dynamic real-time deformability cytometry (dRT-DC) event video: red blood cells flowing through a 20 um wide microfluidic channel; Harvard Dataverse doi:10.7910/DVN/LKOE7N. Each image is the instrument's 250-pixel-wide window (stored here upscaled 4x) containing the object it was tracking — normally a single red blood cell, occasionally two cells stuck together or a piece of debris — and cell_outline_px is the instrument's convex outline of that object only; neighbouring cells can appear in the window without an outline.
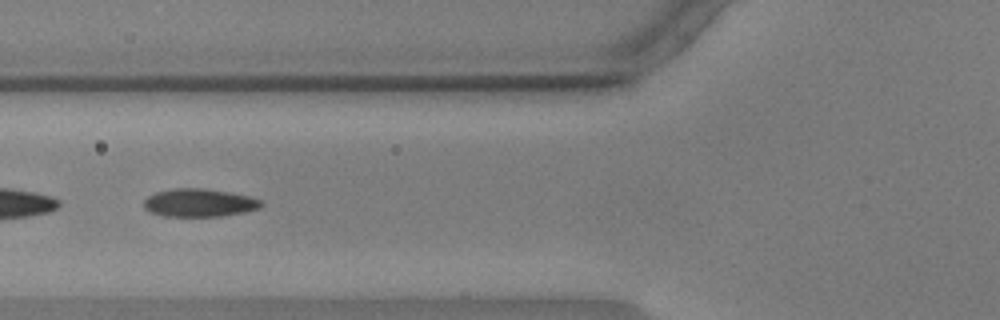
{"species": "common noctule bat (a hibernating species)", "species_latin": "Nyctalus noctula", "temperature_condition": "warm", "stored_images_in_passage": 48, "segment_of_instrument_passage": [2, 2], "camera_frame_rate_fps": 3000, "um_per_image_px": 0.085, "animal": {"sex": "male", "body_mass_g": 17.9, "forearm_length_mm": 54.2}, "frame": {"image": 1, "passage_image": 14, "time_ms": 4.333, "image_size_px": [1000, 320], "cell_outline_px": [[264, 204], [260, 208], [244, 212], [220, 216], [164, 216], [152, 212], [144, 208], [144, 200], [148, 196], [156, 192], [172, 188], [204, 188], [228, 192], [248, 196], [264, 200]], "centroid_in_image_um": [16.96, 17.23], "position_along_channel_um": 108.8, "area_um2": 19.19}}
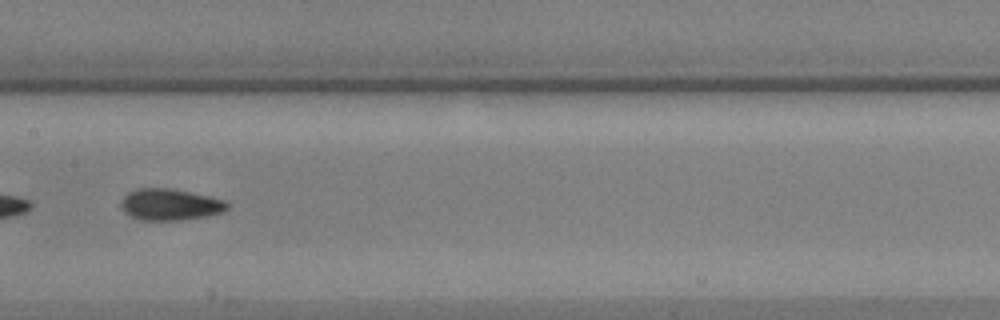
{"frame": {"image": 2, "passage_image": 21, "time_ms": 6.667, "image_size_px": [1000, 320], "cell_outline_px": [[228, 208], [224, 212], [204, 216], [180, 220], [140, 220], [124, 212], [120, 208], [120, 204], [124, 196], [128, 192], [136, 188], [172, 188], [228, 200]], "centroid_in_image_um": [14.46, 17.37], "position_along_channel_um": 192.9, "area_um2": 19.65}}
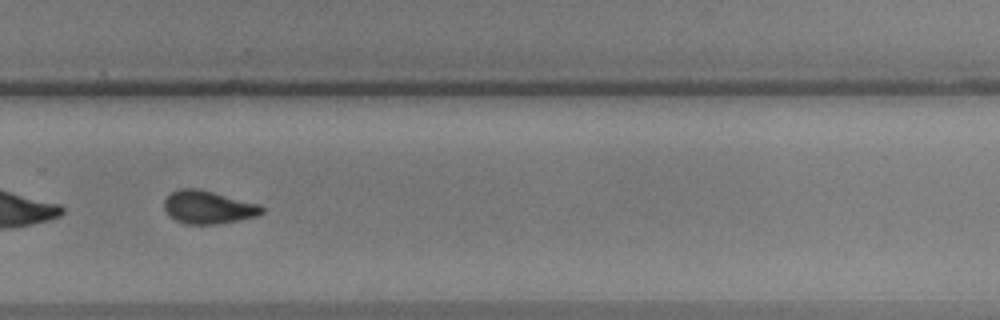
{"frame": {"image": 3, "passage_image": 31, "time_ms": 10.0, "image_size_px": [1000, 320], "cell_outline_px": [[264, 212], [256, 216], [216, 224], [184, 224], [168, 216], [164, 208], [164, 200], [172, 192], [180, 188], [196, 188], [260, 204], [264, 208]], "centroid_in_image_um": [17.67, 17.62], "position_along_channel_um": 312.1, "area_um2": 18.67}}